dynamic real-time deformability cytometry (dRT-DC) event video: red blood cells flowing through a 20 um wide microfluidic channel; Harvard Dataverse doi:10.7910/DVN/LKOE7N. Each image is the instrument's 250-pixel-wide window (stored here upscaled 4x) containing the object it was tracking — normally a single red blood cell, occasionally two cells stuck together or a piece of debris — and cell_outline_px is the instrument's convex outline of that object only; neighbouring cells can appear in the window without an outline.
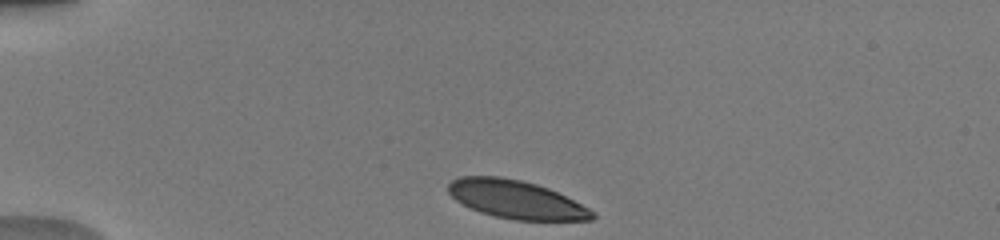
{"species": "human", "species_latin": "Homo sapiens", "temperature_condition": "warm", "stored_images_in_passage": 39, "camera_frame_rate_fps": 3000, "um_per_image_px": 0.085, "donor": {"sex": "male"}, "frame": {"image": 1, "passage_image": 1, "time_ms": 0.0, "image_size_px": [1000, 240], "cell_outline_px": [[596, 216], [592, 220], [516, 220], [496, 216], [480, 212], [456, 200], [448, 192], [448, 184], [452, 180], [460, 176], [500, 176], [520, 180], [536, 184], [548, 188], [596, 212]], "centroid_in_image_um": [43.86, 16.95], "position_along_channel_um": 41.1, "area_um2": 31.73}}
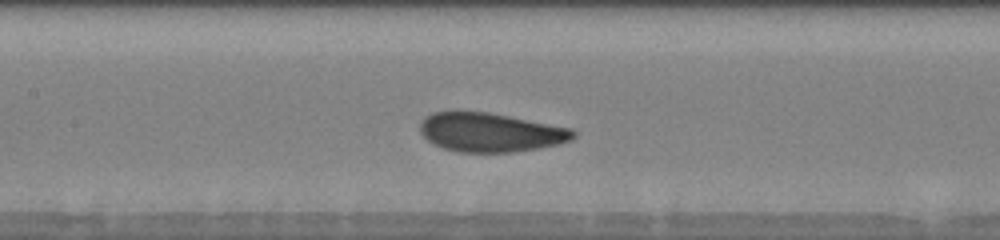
{"frame": {"image": 2, "passage_image": 14, "time_ms": 4.333, "image_size_px": [1000, 240], "cell_outline_px": [[576, 136], [572, 140], [560, 144], [516, 152], [456, 152], [444, 148], [428, 140], [420, 132], [420, 120], [424, 116], [432, 112], [488, 112], [572, 128], [576, 132]], "centroid_in_image_um": [41.71, 11.25], "position_along_channel_um": 165.7, "area_um2": 34.85}}
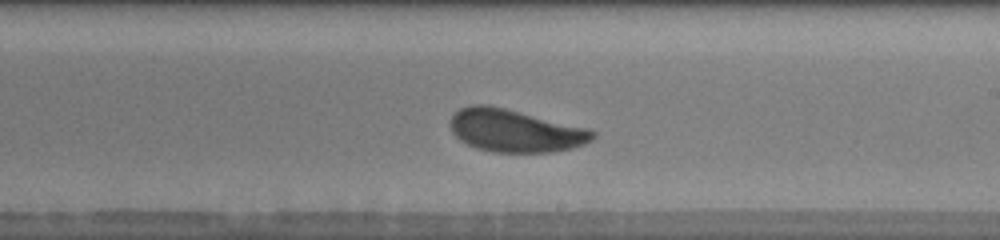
{"frame": {"image": 3, "passage_image": 20, "time_ms": 6.333, "image_size_px": [1000, 240], "cell_outline_px": [[596, 136], [592, 140], [584, 144], [572, 148], [548, 152], [492, 152], [476, 148], [460, 140], [452, 132], [448, 124], [448, 120], [460, 108], [472, 104], [488, 104], [584, 128], [596, 132]], "centroid_in_image_um": [43.71, 11.11], "position_along_channel_um": 245.3, "area_um2": 35.08}, "authors_computed_cell_mechanics": {"area_um2": 35.0268, "velocity_mm_per_s": 3.9911, "shape_relaxation_time_tau1_ms": 2.7497, "shape_relaxation_time_tau2_ms": null, "deformation_change_tau1": 0.1185, "deformation_change_tau2": null}}